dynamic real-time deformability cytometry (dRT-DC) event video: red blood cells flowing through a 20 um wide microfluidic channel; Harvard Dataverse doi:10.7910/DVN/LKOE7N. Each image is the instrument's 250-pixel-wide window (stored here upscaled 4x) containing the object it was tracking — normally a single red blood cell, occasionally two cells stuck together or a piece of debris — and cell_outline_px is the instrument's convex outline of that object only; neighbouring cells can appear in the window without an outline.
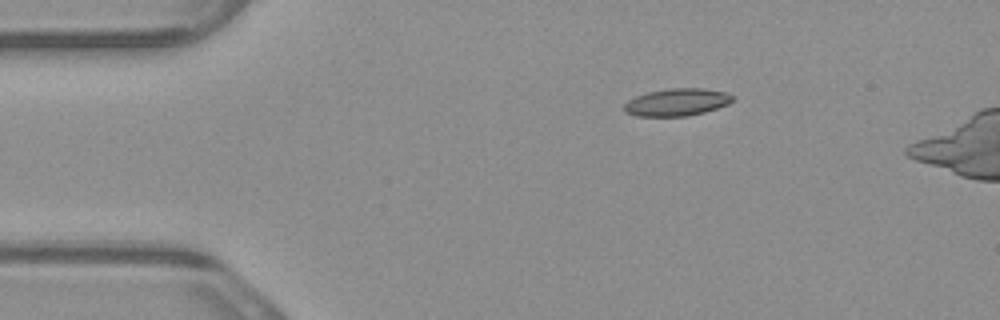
{"species": "common noctule bat (a hibernating species)", "species_latin": "Nyctalus noctula", "temperature_condition": "warm", "stored_images_in_passage": 7, "camera_frame_rate_fps": 3000, "um_per_image_px": 0.085, "animal": {"sex": "male", "body_mass_g": 23.1, "forearm_length_mm": 52.7}, "frame": {"image": 1, "passage_image": 3, "time_ms": 0.667, "image_size_px": [1000, 320], "cell_outline_px": [[732, 100], [728, 104], [704, 112], [688, 116], [636, 116], [624, 112], [624, 104], [628, 100], [636, 96], [648, 92], [672, 88], [700, 88], [728, 92], [732, 96]], "centroid_in_image_um": [57.51, 8.69], "position_along_channel_um": 27.5, "area_um2": 17.22}}
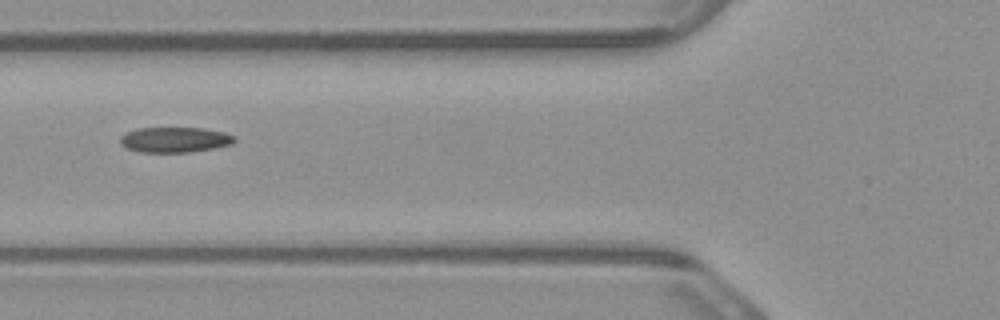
{"frame": {"image": 2, "passage_image": 6, "time_ms": 1.667, "image_size_px": [1000, 320], "cell_outline_px": [[236, 140], [232, 144], [212, 148], [188, 152], [140, 152], [128, 148], [120, 144], [120, 136], [136, 128], [204, 128], [224, 132], [236, 136]], "centroid_in_image_um": [14.87, 11.87], "position_along_channel_um": 110.9, "area_um2": 16.82}}
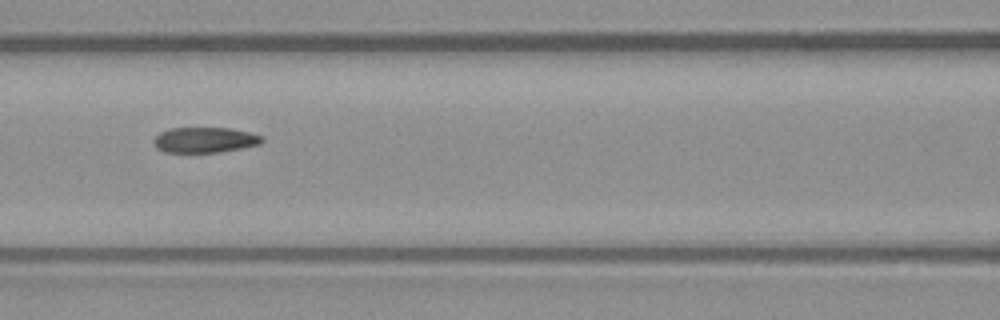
{"frame": {"image": 3, "passage_image": 7, "time_ms": 2.0, "image_size_px": [1000, 320], "cell_outline_px": [[264, 140], [260, 144], [240, 148], [216, 152], [164, 152], [156, 148], [152, 144], [152, 140], [160, 132], [168, 128], [228, 128], [248, 132], [264, 136]], "centroid_in_image_um": [17.36, 11.89], "position_along_channel_um": 149.2, "area_um2": 16.07}}